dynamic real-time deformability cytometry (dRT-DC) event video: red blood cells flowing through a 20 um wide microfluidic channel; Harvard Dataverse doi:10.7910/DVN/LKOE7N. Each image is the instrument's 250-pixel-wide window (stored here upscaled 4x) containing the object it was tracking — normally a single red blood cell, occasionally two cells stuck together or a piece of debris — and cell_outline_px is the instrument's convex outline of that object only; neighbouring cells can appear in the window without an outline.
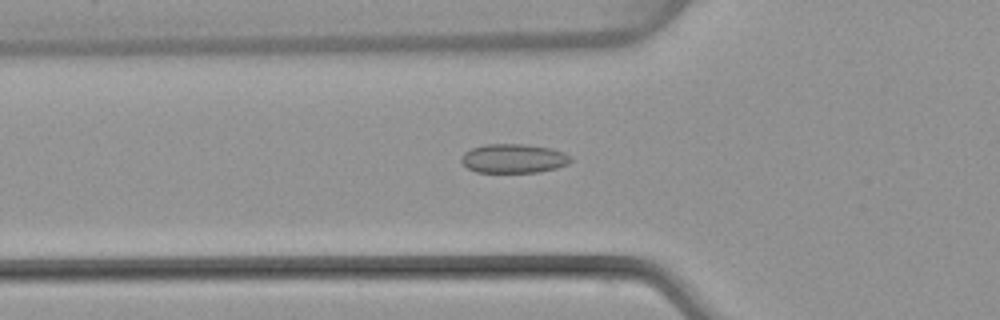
{"species": "common noctule bat (a hibernating species)", "species_latin": "Nyctalus noctula", "temperature_condition": "warm", "stored_images_in_passage": 51, "camera_frame_rate_fps": 3000, "um_per_image_px": 0.085, "animal": {"sex": "female", "body_mass_g": 22.7, "forearm_length_mm": 54.2}, "frame": {"image": 1, "passage_image": 18, "time_ms": 5.667, "image_size_px": [1000, 320], "cell_outline_px": [[572, 160], [568, 164], [556, 168], [536, 172], [476, 172], [468, 168], [460, 160], [460, 156], [464, 152], [472, 148], [484, 144], [524, 144], [552, 148], [564, 152], [572, 156]], "centroid_in_image_um": [43.66, 13.46], "position_along_channel_um": 82.1, "area_um2": 18.67}}
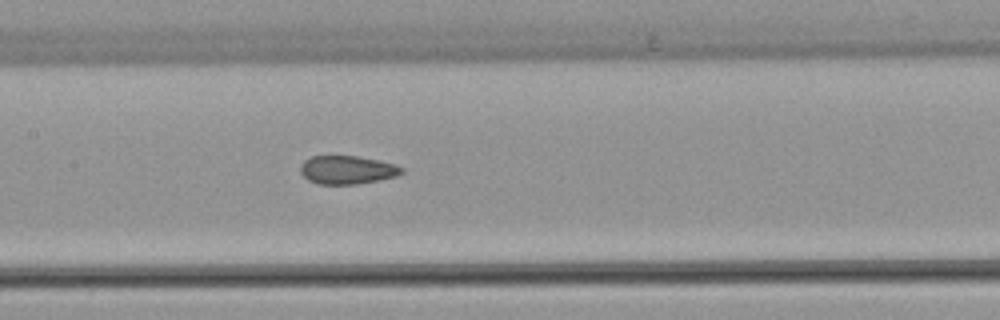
{"frame": {"image": 2, "passage_image": 25, "time_ms": 8.0, "image_size_px": [1000, 320], "cell_outline_px": [[404, 172], [396, 176], [380, 180], [356, 184], [316, 184], [308, 180], [300, 172], [300, 164], [304, 160], [312, 156], [356, 156], [380, 160], [404, 168]], "centroid_in_image_um": [29.49, 14.44], "position_along_channel_um": 177.9, "area_um2": 16.82}}
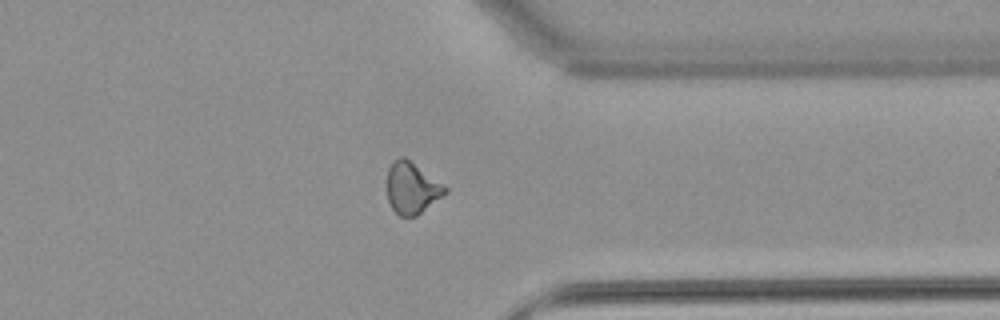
{"frame": {"image": 3, "passage_image": 40, "time_ms": 13.0, "image_size_px": [1000, 320], "cell_outline_px": [[448, 192], [416, 216], [400, 216], [392, 208], [388, 200], [388, 168], [392, 160], [400, 156], [404, 156], [448, 188]], "centroid_in_image_um": [35.0, 15.97], "position_along_channel_um": 376.4, "area_um2": 17.22}, "authors_computed_cell_mechanics": {"area_um2": 17.7446, "velocity_mm_per_s": 4.071, "shape_relaxation_time_tau1_ms": null, "shape_relaxation_time_tau2_ms": 1.1672, "deformation_change_tau1": null, "deformation_change_tau2": 0.0653}}